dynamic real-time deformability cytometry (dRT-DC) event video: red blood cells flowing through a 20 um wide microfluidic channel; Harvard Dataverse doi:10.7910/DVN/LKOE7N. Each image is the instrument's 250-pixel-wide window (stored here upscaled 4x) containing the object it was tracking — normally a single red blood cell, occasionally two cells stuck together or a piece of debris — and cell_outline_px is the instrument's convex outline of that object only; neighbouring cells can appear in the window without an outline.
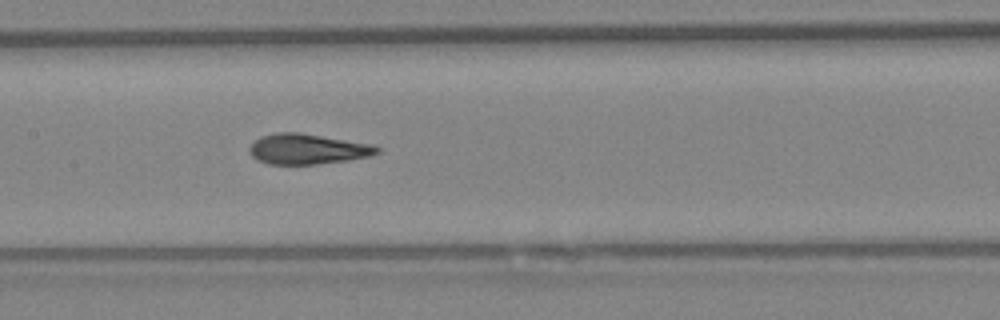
{"species": "Egyptian fruit bat (a non-hibernating species)", "species_latin": "Rousettus aegyptiacus", "temperature_condition": "warm", "stored_images_in_passage": 7, "camera_frame_rate_fps": 3000, "um_per_image_px": 0.085, "animal": {"sex": "female"}, "frame": {"image": 1, "passage_image": 7, "time_ms": 2.0, "image_size_px": [1000, 320], "cell_outline_px": [[380, 152], [368, 156], [348, 160], [316, 164], [268, 164], [256, 160], [252, 156], [248, 148], [260, 136], [276, 132], [300, 132], [372, 144], [380, 148]], "centroid_in_image_um": [26.12, 12.66], "position_along_channel_um": 181.3, "area_um2": 22.6}}